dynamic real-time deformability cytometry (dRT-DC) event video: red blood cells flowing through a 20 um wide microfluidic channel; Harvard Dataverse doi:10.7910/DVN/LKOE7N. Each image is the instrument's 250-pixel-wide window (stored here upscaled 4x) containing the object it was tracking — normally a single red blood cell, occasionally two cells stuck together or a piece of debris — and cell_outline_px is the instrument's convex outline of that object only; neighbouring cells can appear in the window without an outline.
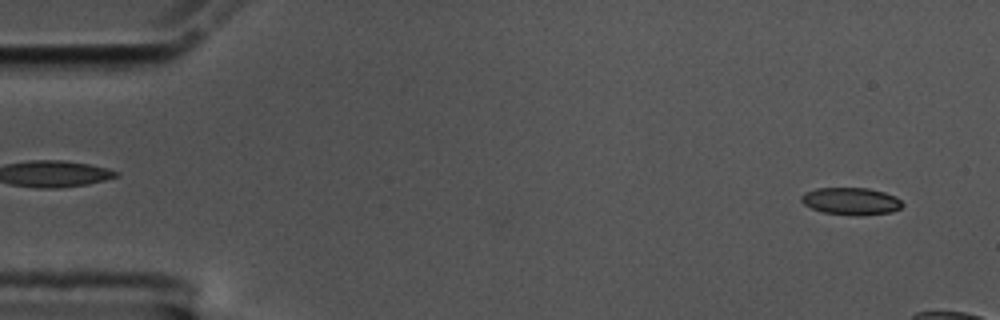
{"species": "common noctule bat (a hibernating species)", "species_latin": "Nyctalus noctula", "temperature_condition": "cold", "stored_images_in_passage": 12, "camera_frame_rate_fps": 3000, "um_per_image_px": 0.085, "animal": {"sex": "male", "body_mass_g": 17.5, "forearm_length_mm": 52.3}, "frame": {"image": 1, "passage_image": 3, "time_ms": 0.667, "image_size_px": [1000, 320], "cell_outline_px": [[904, 204], [900, 208], [892, 212], [860, 216], [856, 216], [820, 212], [804, 204], [800, 200], [800, 196], [804, 192], [816, 188], [868, 188], [884, 192], [896, 196]], "centroid_in_image_um": [72.33, 17.1], "position_along_channel_um": 12.7, "area_um2": 16.3}}